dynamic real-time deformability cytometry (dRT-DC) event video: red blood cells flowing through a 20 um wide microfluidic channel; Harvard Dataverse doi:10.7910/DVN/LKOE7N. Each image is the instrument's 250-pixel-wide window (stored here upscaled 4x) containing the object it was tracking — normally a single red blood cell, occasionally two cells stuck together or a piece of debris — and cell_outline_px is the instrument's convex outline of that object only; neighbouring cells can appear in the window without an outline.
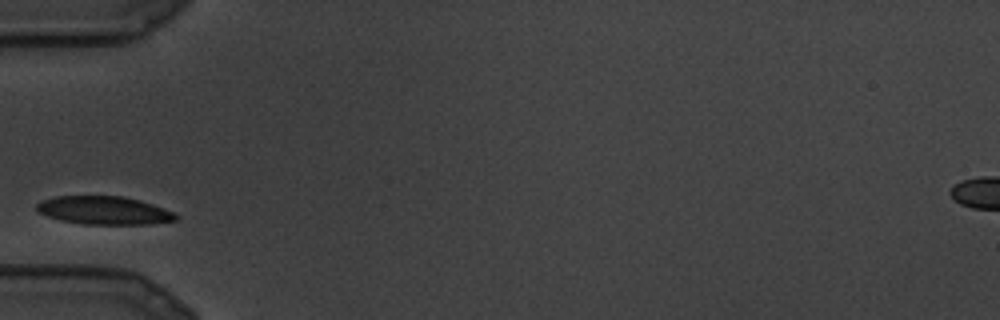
{"species": "common noctule bat (a hibernating species)", "species_latin": "Nyctalus noctula", "temperature_condition": "cold", "stored_images_in_passage": 11, "camera_frame_rate_fps": 3000, "um_per_image_px": 0.085, "animal": {"sex": "male", "body_mass_g": 19.5, "forearm_length_mm": 54.6}, "frame": {"image": 1, "passage_image": 1, "time_ms": 0.0, "image_size_px": [1000, 320], "cell_outline_px": [[180, 216], [176, 220], [148, 224], [84, 224], [60, 220], [36, 212], [36, 204], [40, 200], [56, 196], [124, 196], [140, 200], [164, 208]], "centroid_in_image_um": [8.81, 17.88], "position_along_channel_um": 76.2, "area_um2": 22.95}}
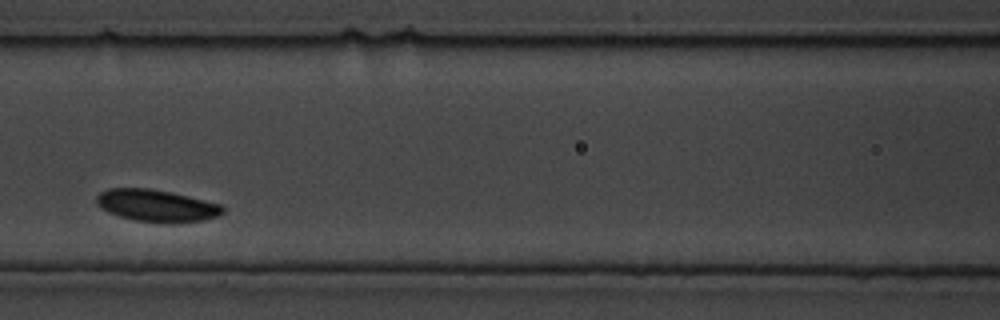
{"frame": {"image": 2, "passage_image": 4, "time_ms": 1.0, "image_size_px": [1000, 320], "cell_outline_px": [[224, 212], [220, 216], [204, 220], [168, 224], [164, 224], [132, 220], [108, 212], [100, 208], [96, 204], [96, 196], [100, 192], [108, 188], [148, 188], [172, 192], [220, 204], [224, 208]], "centroid_in_image_um": [13.3, 17.49], "position_along_channel_um": 153.3, "area_um2": 23.99}}
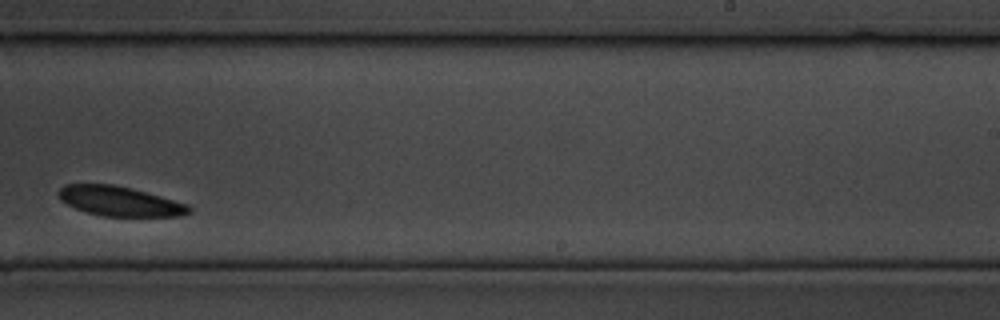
{"frame": {"image": 3, "passage_image": 10, "time_ms": 3.0, "image_size_px": [1000, 320], "cell_outline_px": [[192, 212], [180, 216], [104, 216], [84, 212], [60, 200], [56, 192], [64, 184], [112, 184], [132, 188], [188, 204], [192, 208]], "centroid_in_image_um": [10.16, 17.1], "position_along_channel_um": 278.8, "area_um2": 22.66}}